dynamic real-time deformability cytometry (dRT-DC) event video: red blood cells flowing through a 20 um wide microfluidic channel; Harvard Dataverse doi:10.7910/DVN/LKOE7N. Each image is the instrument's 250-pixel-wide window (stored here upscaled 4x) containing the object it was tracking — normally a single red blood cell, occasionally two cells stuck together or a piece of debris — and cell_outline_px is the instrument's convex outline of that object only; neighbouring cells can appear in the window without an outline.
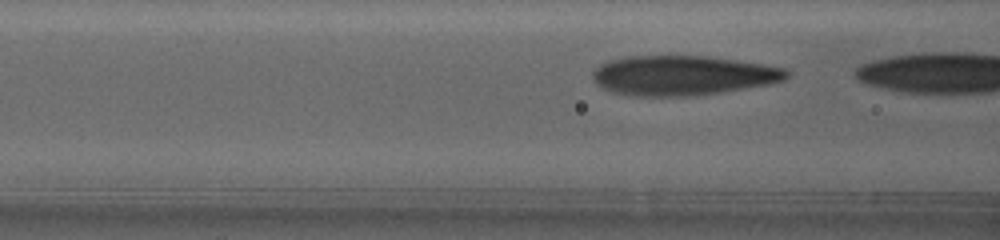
{"species": "human", "species_latin": "Homo sapiens", "temperature_condition": "warm", "stored_images_in_passage": 13, "camera_frame_rate_fps": 3000, "um_per_image_px": 0.085, "donor": {"sex": "female"}, "frame": {"image": 1, "passage_image": 10, "time_ms": 3.0, "image_size_px": [1000, 240], "cell_outline_px": [[788, 76], [784, 80], [768, 84], [696, 96], [632, 96], [612, 92], [596, 84], [592, 76], [592, 72], [600, 64], [608, 60], [624, 56], [708, 56], [764, 64], [784, 68], [788, 72]], "centroid_in_image_um": [57.99, 6.41], "position_along_channel_um": 108.6, "area_um2": 44.97}}